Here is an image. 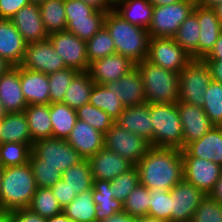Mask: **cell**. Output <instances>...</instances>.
I'll return each instance as SVG.
<instances>
[{
  "mask_svg": "<svg viewBox=\"0 0 222 222\" xmlns=\"http://www.w3.org/2000/svg\"><path fill=\"white\" fill-rule=\"evenodd\" d=\"M136 67L142 76L146 103L176 104L179 101V73L156 66L146 59Z\"/></svg>",
  "mask_w": 222,
  "mask_h": 222,
  "instance_id": "obj_4",
  "label": "cell"
},
{
  "mask_svg": "<svg viewBox=\"0 0 222 222\" xmlns=\"http://www.w3.org/2000/svg\"><path fill=\"white\" fill-rule=\"evenodd\" d=\"M94 86L88 72H78L67 87L62 103L72 109H78L89 103L90 95Z\"/></svg>",
  "mask_w": 222,
  "mask_h": 222,
  "instance_id": "obj_31",
  "label": "cell"
},
{
  "mask_svg": "<svg viewBox=\"0 0 222 222\" xmlns=\"http://www.w3.org/2000/svg\"><path fill=\"white\" fill-rule=\"evenodd\" d=\"M204 59H221L222 60V32L214 44L213 49Z\"/></svg>",
  "mask_w": 222,
  "mask_h": 222,
  "instance_id": "obj_57",
  "label": "cell"
},
{
  "mask_svg": "<svg viewBox=\"0 0 222 222\" xmlns=\"http://www.w3.org/2000/svg\"><path fill=\"white\" fill-rule=\"evenodd\" d=\"M211 81L210 69L205 61L192 59L179 73V101L202 107Z\"/></svg>",
  "mask_w": 222,
  "mask_h": 222,
  "instance_id": "obj_7",
  "label": "cell"
},
{
  "mask_svg": "<svg viewBox=\"0 0 222 222\" xmlns=\"http://www.w3.org/2000/svg\"><path fill=\"white\" fill-rule=\"evenodd\" d=\"M29 208L44 218H49L63 212L51 188L37 187Z\"/></svg>",
  "mask_w": 222,
  "mask_h": 222,
  "instance_id": "obj_41",
  "label": "cell"
},
{
  "mask_svg": "<svg viewBox=\"0 0 222 222\" xmlns=\"http://www.w3.org/2000/svg\"><path fill=\"white\" fill-rule=\"evenodd\" d=\"M114 91L125 107L138 106L146 103L142 76L137 67L117 81L104 85Z\"/></svg>",
  "mask_w": 222,
  "mask_h": 222,
  "instance_id": "obj_23",
  "label": "cell"
},
{
  "mask_svg": "<svg viewBox=\"0 0 222 222\" xmlns=\"http://www.w3.org/2000/svg\"><path fill=\"white\" fill-rule=\"evenodd\" d=\"M30 0H0V19H11Z\"/></svg>",
  "mask_w": 222,
  "mask_h": 222,
  "instance_id": "obj_52",
  "label": "cell"
},
{
  "mask_svg": "<svg viewBox=\"0 0 222 222\" xmlns=\"http://www.w3.org/2000/svg\"><path fill=\"white\" fill-rule=\"evenodd\" d=\"M139 184L170 191L184 179L182 150L151 147L137 163Z\"/></svg>",
  "mask_w": 222,
  "mask_h": 222,
  "instance_id": "obj_1",
  "label": "cell"
},
{
  "mask_svg": "<svg viewBox=\"0 0 222 222\" xmlns=\"http://www.w3.org/2000/svg\"><path fill=\"white\" fill-rule=\"evenodd\" d=\"M0 101L8 113L24 112L28 106L20 82V66L0 77Z\"/></svg>",
  "mask_w": 222,
  "mask_h": 222,
  "instance_id": "obj_24",
  "label": "cell"
},
{
  "mask_svg": "<svg viewBox=\"0 0 222 222\" xmlns=\"http://www.w3.org/2000/svg\"><path fill=\"white\" fill-rule=\"evenodd\" d=\"M106 12L95 11L87 19L67 21L66 30L70 31L80 39L87 41L91 39L103 26Z\"/></svg>",
  "mask_w": 222,
  "mask_h": 222,
  "instance_id": "obj_39",
  "label": "cell"
},
{
  "mask_svg": "<svg viewBox=\"0 0 222 222\" xmlns=\"http://www.w3.org/2000/svg\"><path fill=\"white\" fill-rule=\"evenodd\" d=\"M171 222H191L198 205L207 196L184 179L171 190Z\"/></svg>",
  "mask_w": 222,
  "mask_h": 222,
  "instance_id": "obj_13",
  "label": "cell"
},
{
  "mask_svg": "<svg viewBox=\"0 0 222 222\" xmlns=\"http://www.w3.org/2000/svg\"><path fill=\"white\" fill-rule=\"evenodd\" d=\"M138 222H169V221L159 220L157 218L144 216V217H138Z\"/></svg>",
  "mask_w": 222,
  "mask_h": 222,
  "instance_id": "obj_63",
  "label": "cell"
},
{
  "mask_svg": "<svg viewBox=\"0 0 222 222\" xmlns=\"http://www.w3.org/2000/svg\"><path fill=\"white\" fill-rule=\"evenodd\" d=\"M194 0L154 6L148 32L150 38H173L182 22L193 12L196 5Z\"/></svg>",
  "mask_w": 222,
  "mask_h": 222,
  "instance_id": "obj_8",
  "label": "cell"
},
{
  "mask_svg": "<svg viewBox=\"0 0 222 222\" xmlns=\"http://www.w3.org/2000/svg\"><path fill=\"white\" fill-rule=\"evenodd\" d=\"M182 156L206 159L222 167V126H213L200 139L186 145Z\"/></svg>",
  "mask_w": 222,
  "mask_h": 222,
  "instance_id": "obj_21",
  "label": "cell"
},
{
  "mask_svg": "<svg viewBox=\"0 0 222 222\" xmlns=\"http://www.w3.org/2000/svg\"><path fill=\"white\" fill-rule=\"evenodd\" d=\"M86 50L89 64L116 53L113 38L105 26L86 41Z\"/></svg>",
  "mask_w": 222,
  "mask_h": 222,
  "instance_id": "obj_38",
  "label": "cell"
},
{
  "mask_svg": "<svg viewBox=\"0 0 222 222\" xmlns=\"http://www.w3.org/2000/svg\"><path fill=\"white\" fill-rule=\"evenodd\" d=\"M104 148L116 152L134 166L146 155L151 148L150 143L143 137L131 133L114 123L104 134Z\"/></svg>",
  "mask_w": 222,
  "mask_h": 222,
  "instance_id": "obj_9",
  "label": "cell"
},
{
  "mask_svg": "<svg viewBox=\"0 0 222 222\" xmlns=\"http://www.w3.org/2000/svg\"><path fill=\"white\" fill-rule=\"evenodd\" d=\"M104 26L113 38L116 53L134 64L147 58L150 35L148 30L124 20L114 10L107 12Z\"/></svg>",
  "mask_w": 222,
  "mask_h": 222,
  "instance_id": "obj_2",
  "label": "cell"
},
{
  "mask_svg": "<svg viewBox=\"0 0 222 222\" xmlns=\"http://www.w3.org/2000/svg\"><path fill=\"white\" fill-rule=\"evenodd\" d=\"M11 222H46V218L33 212L30 208L17 209L9 212Z\"/></svg>",
  "mask_w": 222,
  "mask_h": 222,
  "instance_id": "obj_53",
  "label": "cell"
},
{
  "mask_svg": "<svg viewBox=\"0 0 222 222\" xmlns=\"http://www.w3.org/2000/svg\"><path fill=\"white\" fill-rule=\"evenodd\" d=\"M51 190L55 195V198L59 202L60 206L65 208L68 204H70L75 198L76 193L72 191L62 179L57 181L52 187Z\"/></svg>",
  "mask_w": 222,
  "mask_h": 222,
  "instance_id": "obj_51",
  "label": "cell"
},
{
  "mask_svg": "<svg viewBox=\"0 0 222 222\" xmlns=\"http://www.w3.org/2000/svg\"><path fill=\"white\" fill-rule=\"evenodd\" d=\"M11 21L27 44L48 39L38 4L30 3L22 7Z\"/></svg>",
  "mask_w": 222,
  "mask_h": 222,
  "instance_id": "obj_17",
  "label": "cell"
},
{
  "mask_svg": "<svg viewBox=\"0 0 222 222\" xmlns=\"http://www.w3.org/2000/svg\"><path fill=\"white\" fill-rule=\"evenodd\" d=\"M202 108L214 126H222V84L211 81Z\"/></svg>",
  "mask_w": 222,
  "mask_h": 222,
  "instance_id": "obj_42",
  "label": "cell"
},
{
  "mask_svg": "<svg viewBox=\"0 0 222 222\" xmlns=\"http://www.w3.org/2000/svg\"><path fill=\"white\" fill-rule=\"evenodd\" d=\"M93 180H108L120 176L134 165L116 152L102 148L95 155L88 158Z\"/></svg>",
  "mask_w": 222,
  "mask_h": 222,
  "instance_id": "obj_18",
  "label": "cell"
},
{
  "mask_svg": "<svg viewBox=\"0 0 222 222\" xmlns=\"http://www.w3.org/2000/svg\"><path fill=\"white\" fill-rule=\"evenodd\" d=\"M154 148L182 150L183 129L176 104H150Z\"/></svg>",
  "mask_w": 222,
  "mask_h": 222,
  "instance_id": "obj_5",
  "label": "cell"
},
{
  "mask_svg": "<svg viewBox=\"0 0 222 222\" xmlns=\"http://www.w3.org/2000/svg\"><path fill=\"white\" fill-rule=\"evenodd\" d=\"M153 7L148 0H115L113 10L127 22L148 30Z\"/></svg>",
  "mask_w": 222,
  "mask_h": 222,
  "instance_id": "obj_27",
  "label": "cell"
},
{
  "mask_svg": "<svg viewBox=\"0 0 222 222\" xmlns=\"http://www.w3.org/2000/svg\"><path fill=\"white\" fill-rule=\"evenodd\" d=\"M148 217L171 222V192L159 188L150 189Z\"/></svg>",
  "mask_w": 222,
  "mask_h": 222,
  "instance_id": "obj_45",
  "label": "cell"
},
{
  "mask_svg": "<svg viewBox=\"0 0 222 222\" xmlns=\"http://www.w3.org/2000/svg\"><path fill=\"white\" fill-rule=\"evenodd\" d=\"M9 221V212L0 208V222H8Z\"/></svg>",
  "mask_w": 222,
  "mask_h": 222,
  "instance_id": "obj_65",
  "label": "cell"
},
{
  "mask_svg": "<svg viewBox=\"0 0 222 222\" xmlns=\"http://www.w3.org/2000/svg\"><path fill=\"white\" fill-rule=\"evenodd\" d=\"M19 142L33 147L29 125L24 112L8 113L2 120L0 143Z\"/></svg>",
  "mask_w": 222,
  "mask_h": 222,
  "instance_id": "obj_29",
  "label": "cell"
},
{
  "mask_svg": "<svg viewBox=\"0 0 222 222\" xmlns=\"http://www.w3.org/2000/svg\"><path fill=\"white\" fill-rule=\"evenodd\" d=\"M177 107L183 129V149L189 143L200 139L214 125L201 106L178 101Z\"/></svg>",
  "mask_w": 222,
  "mask_h": 222,
  "instance_id": "obj_15",
  "label": "cell"
},
{
  "mask_svg": "<svg viewBox=\"0 0 222 222\" xmlns=\"http://www.w3.org/2000/svg\"><path fill=\"white\" fill-rule=\"evenodd\" d=\"M37 187L51 188L61 180L60 169L50 166H31Z\"/></svg>",
  "mask_w": 222,
  "mask_h": 222,
  "instance_id": "obj_49",
  "label": "cell"
},
{
  "mask_svg": "<svg viewBox=\"0 0 222 222\" xmlns=\"http://www.w3.org/2000/svg\"><path fill=\"white\" fill-rule=\"evenodd\" d=\"M66 141L84 158L88 159L104 147V134L80 119L72 128Z\"/></svg>",
  "mask_w": 222,
  "mask_h": 222,
  "instance_id": "obj_22",
  "label": "cell"
},
{
  "mask_svg": "<svg viewBox=\"0 0 222 222\" xmlns=\"http://www.w3.org/2000/svg\"><path fill=\"white\" fill-rule=\"evenodd\" d=\"M135 67L127 57L115 53L90 63L87 72L94 83L105 85L117 81Z\"/></svg>",
  "mask_w": 222,
  "mask_h": 222,
  "instance_id": "obj_16",
  "label": "cell"
},
{
  "mask_svg": "<svg viewBox=\"0 0 222 222\" xmlns=\"http://www.w3.org/2000/svg\"><path fill=\"white\" fill-rule=\"evenodd\" d=\"M153 6H164V5H170L177 2H180L182 0H148Z\"/></svg>",
  "mask_w": 222,
  "mask_h": 222,
  "instance_id": "obj_62",
  "label": "cell"
},
{
  "mask_svg": "<svg viewBox=\"0 0 222 222\" xmlns=\"http://www.w3.org/2000/svg\"><path fill=\"white\" fill-rule=\"evenodd\" d=\"M139 184V174L137 166H133L128 171L110 181L114 198L124 202L130 192Z\"/></svg>",
  "mask_w": 222,
  "mask_h": 222,
  "instance_id": "obj_47",
  "label": "cell"
},
{
  "mask_svg": "<svg viewBox=\"0 0 222 222\" xmlns=\"http://www.w3.org/2000/svg\"><path fill=\"white\" fill-rule=\"evenodd\" d=\"M222 0H199L197 4L202 7L213 8L214 6L221 4Z\"/></svg>",
  "mask_w": 222,
  "mask_h": 222,
  "instance_id": "obj_61",
  "label": "cell"
},
{
  "mask_svg": "<svg viewBox=\"0 0 222 222\" xmlns=\"http://www.w3.org/2000/svg\"><path fill=\"white\" fill-rule=\"evenodd\" d=\"M1 180H2V168H0V190H1Z\"/></svg>",
  "mask_w": 222,
  "mask_h": 222,
  "instance_id": "obj_68",
  "label": "cell"
},
{
  "mask_svg": "<svg viewBox=\"0 0 222 222\" xmlns=\"http://www.w3.org/2000/svg\"><path fill=\"white\" fill-rule=\"evenodd\" d=\"M15 66L11 64L7 59L0 56V77L7 74Z\"/></svg>",
  "mask_w": 222,
  "mask_h": 222,
  "instance_id": "obj_59",
  "label": "cell"
},
{
  "mask_svg": "<svg viewBox=\"0 0 222 222\" xmlns=\"http://www.w3.org/2000/svg\"><path fill=\"white\" fill-rule=\"evenodd\" d=\"M48 39L67 68L75 69L78 72L88 71L86 41L67 30L51 33Z\"/></svg>",
  "mask_w": 222,
  "mask_h": 222,
  "instance_id": "obj_11",
  "label": "cell"
},
{
  "mask_svg": "<svg viewBox=\"0 0 222 222\" xmlns=\"http://www.w3.org/2000/svg\"><path fill=\"white\" fill-rule=\"evenodd\" d=\"M115 123L129 132L143 137L153 147V126L149 103L126 107Z\"/></svg>",
  "mask_w": 222,
  "mask_h": 222,
  "instance_id": "obj_20",
  "label": "cell"
},
{
  "mask_svg": "<svg viewBox=\"0 0 222 222\" xmlns=\"http://www.w3.org/2000/svg\"><path fill=\"white\" fill-rule=\"evenodd\" d=\"M2 120L3 119L0 118V131H1Z\"/></svg>",
  "mask_w": 222,
  "mask_h": 222,
  "instance_id": "obj_69",
  "label": "cell"
},
{
  "mask_svg": "<svg viewBox=\"0 0 222 222\" xmlns=\"http://www.w3.org/2000/svg\"><path fill=\"white\" fill-rule=\"evenodd\" d=\"M193 13L200 25L198 59H204L222 32V23L212 8L202 7L196 3Z\"/></svg>",
  "mask_w": 222,
  "mask_h": 222,
  "instance_id": "obj_19",
  "label": "cell"
},
{
  "mask_svg": "<svg viewBox=\"0 0 222 222\" xmlns=\"http://www.w3.org/2000/svg\"><path fill=\"white\" fill-rule=\"evenodd\" d=\"M52 138L67 139L78 120L76 110L58 102L50 103Z\"/></svg>",
  "mask_w": 222,
  "mask_h": 222,
  "instance_id": "obj_32",
  "label": "cell"
},
{
  "mask_svg": "<svg viewBox=\"0 0 222 222\" xmlns=\"http://www.w3.org/2000/svg\"><path fill=\"white\" fill-rule=\"evenodd\" d=\"M212 9L222 23V3L214 6Z\"/></svg>",
  "mask_w": 222,
  "mask_h": 222,
  "instance_id": "obj_64",
  "label": "cell"
},
{
  "mask_svg": "<svg viewBox=\"0 0 222 222\" xmlns=\"http://www.w3.org/2000/svg\"><path fill=\"white\" fill-rule=\"evenodd\" d=\"M36 190L37 185L29 162L21 166L2 168L1 209L12 212L29 208Z\"/></svg>",
  "mask_w": 222,
  "mask_h": 222,
  "instance_id": "obj_3",
  "label": "cell"
},
{
  "mask_svg": "<svg viewBox=\"0 0 222 222\" xmlns=\"http://www.w3.org/2000/svg\"><path fill=\"white\" fill-rule=\"evenodd\" d=\"M20 82L28 105L50 104L48 74L20 67Z\"/></svg>",
  "mask_w": 222,
  "mask_h": 222,
  "instance_id": "obj_26",
  "label": "cell"
},
{
  "mask_svg": "<svg viewBox=\"0 0 222 222\" xmlns=\"http://www.w3.org/2000/svg\"><path fill=\"white\" fill-rule=\"evenodd\" d=\"M210 69L212 80L222 84V60L221 59H203Z\"/></svg>",
  "mask_w": 222,
  "mask_h": 222,
  "instance_id": "obj_54",
  "label": "cell"
},
{
  "mask_svg": "<svg viewBox=\"0 0 222 222\" xmlns=\"http://www.w3.org/2000/svg\"><path fill=\"white\" fill-rule=\"evenodd\" d=\"M77 73L75 69L65 68L48 74L50 103L62 102L67 87Z\"/></svg>",
  "mask_w": 222,
  "mask_h": 222,
  "instance_id": "obj_46",
  "label": "cell"
},
{
  "mask_svg": "<svg viewBox=\"0 0 222 222\" xmlns=\"http://www.w3.org/2000/svg\"><path fill=\"white\" fill-rule=\"evenodd\" d=\"M19 66L44 74L67 68L49 39L27 44L23 61Z\"/></svg>",
  "mask_w": 222,
  "mask_h": 222,
  "instance_id": "obj_12",
  "label": "cell"
},
{
  "mask_svg": "<svg viewBox=\"0 0 222 222\" xmlns=\"http://www.w3.org/2000/svg\"><path fill=\"white\" fill-rule=\"evenodd\" d=\"M97 222H138V217L129 216L125 212L117 213L108 219L97 221Z\"/></svg>",
  "mask_w": 222,
  "mask_h": 222,
  "instance_id": "obj_56",
  "label": "cell"
},
{
  "mask_svg": "<svg viewBox=\"0 0 222 222\" xmlns=\"http://www.w3.org/2000/svg\"><path fill=\"white\" fill-rule=\"evenodd\" d=\"M27 43L17 31L11 19H0V56L14 66L24 58Z\"/></svg>",
  "mask_w": 222,
  "mask_h": 222,
  "instance_id": "obj_25",
  "label": "cell"
},
{
  "mask_svg": "<svg viewBox=\"0 0 222 222\" xmlns=\"http://www.w3.org/2000/svg\"><path fill=\"white\" fill-rule=\"evenodd\" d=\"M150 192L146 186L138 184L123 202V212L129 216H148Z\"/></svg>",
  "mask_w": 222,
  "mask_h": 222,
  "instance_id": "obj_43",
  "label": "cell"
},
{
  "mask_svg": "<svg viewBox=\"0 0 222 222\" xmlns=\"http://www.w3.org/2000/svg\"><path fill=\"white\" fill-rule=\"evenodd\" d=\"M41 19L48 34L66 30L64 0H47L39 5Z\"/></svg>",
  "mask_w": 222,
  "mask_h": 222,
  "instance_id": "obj_36",
  "label": "cell"
},
{
  "mask_svg": "<svg viewBox=\"0 0 222 222\" xmlns=\"http://www.w3.org/2000/svg\"><path fill=\"white\" fill-rule=\"evenodd\" d=\"M92 195L97 206L96 222L123 212V202L114 198L108 180H93Z\"/></svg>",
  "mask_w": 222,
  "mask_h": 222,
  "instance_id": "obj_28",
  "label": "cell"
},
{
  "mask_svg": "<svg viewBox=\"0 0 222 222\" xmlns=\"http://www.w3.org/2000/svg\"><path fill=\"white\" fill-rule=\"evenodd\" d=\"M31 152L32 147L29 144L19 142L0 143V163L2 168L27 164Z\"/></svg>",
  "mask_w": 222,
  "mask_h": 222,
  "instance_id": "obj_40",
  "label": "cell"
},
{
  "mask_svg": "<svg viewBox=\"0 0 222 222\" xmlns=\"http://www.w3.org/2000/svg\"><path fill=\"white\" fill-rule=\"evenodd\" d=\"M191 222H222V203L207 195L196 208Z\"/></svg>",
  "mask_w": 222,
  "mask_h": 222,
  "instance_id": "obj_48",
  "label": "cell"
},
{
  "mask_svg": "<svg viewBox=\"0 0 222 222\" xmlns=\"http://www.w3.org/2000/svg\"><path fill=\"white\" fill-rule=\"evenodd\" d=\"M89 103L102 109L112 119H114V121L126 108L114 91H109L104 85L96 83H94Z\"/></svg>",
  "mask_w": 222,
  "mask_h": 222,
  "instance_id": "obj_37",
  "label": "cell"
},
{
  "mask_svg": "<svg viewBox=\"0 0 222 222\" xmlns=\"http://www.w3.org/2000/svg\"><path fill=\"white\" fill-rule=\"evenodd\" d=\"M147 61L166 70L180 73L192 60L173 38H150Z\"/></svg>",
  "mask_w": 222,
  "mask_h": 222,
  "instance_id": "obj_10",
  "label": "cell"
},
{
  "mask_svg": "<svg viewBox=\"0 0 222 222\" xmlns=\"http://www.w3.org/2000/svg\"><path fill=\"white\" fill-rule=\"evenodd\" d=\"M33 142L52 138L50 104L28 105L24 110Z\"/></svg>",
  "mask_w": 222,
  "mask_h": 222,
  "instance_id": "obj_30",
  "label": "cell"
},
{
  "mask_svg": "<svg viewBox=\"0 0 222 222\" xmlns=\"http://www.w3.org/2000/svg\"><path fill=\"white\" fill-rule=\"evenodd\" d=\"M46 222H74L64 212H61L55 216L46 218Z\"/></svg>",
  "mask_w": 222,
  "mask_h": 222,
  "instance_id": "obj_60",
  "label": "cell"
},
{
  "mask_svg": "<svg viewBox=\"0 0 222 222\" xmlns=\"http://www.w3.org/2000/svg\"><path fill=\"white\" fill-rule=\"evenodd\" d=\"M97 11L109 12L114 8L113 0H81Z\"/></svg>",
  "mask_w": 222,
  "mask_h": 222,
  "instance_id": "obj_55",
  "label": "cell"
},
{
  "mask_svg": "<svg viewBox=\"0 0 222 222\" xmlns=\"http://www.w3.org/2000/svg\"><path fill=\"white\" fill-rule=\"evenodd\" d=\"M200 25L197 16L192 12L180 25L173 39L192 59H198Z\"/></svg>",
  "mask_w": 222,
  "mask_h": 222,
  "instance_id": "obj_33",
  "label": "cell"
},
{
  "mask_svg": "<svg viewBox=\"0 0 222 222\" xmlns=\"http://www.w3.org/2000/svg\"><path fill=\"white\" fill-rule=\"evenodd\" d=\"M83 159L66 139L46 138L33 143L29 163L31 166L55 167L64 172Z\"/></svg>",
  "mask_w": 222,
  "mask_h": 222,
  "instance_id": "obj_6",
  "label": "cell"
},
{
  "mask_svg": "<svg viewBox=\"0 0 222 222\" xmlns=\"http://www.w3.org/2000/svg\"><path fill=\"white\" fill-rule=\"evenodd\" d=\"M96 210L92 189L77 195L70 204L63 208V212L74 222H96Z\"/></svg>",
  "mask_w": 222,
  "mask_h": 222,
  "instance_id": "obj_34",
  "label": "cell"
},
{
  "mask_svg": "<svg viewBox=\"0 0 222 222\" xmlns=\"http://www.w3.org/2000/svg\"><path fill=\"white\" fill-rule=\"evenodd\" d=\"M209 196L222 203V173L213 190L209 193Z\"/></svg>",
  "mask_w": 222,
  "mask_h": 222,
  "instance_id": "obj_58",
  "label": "cell"
},
{
  "mask_svg": "<svg viewBox=\"0 0 222 222\" xmlns=\"http://www.w3.org/2000/svg\"><path fill=\"white\" fill-rule=\"evenodd\" d=\"M67 21L87 19L96 10L81 0H64Z\"/></svg>",
  "mask_w": 222,
  "mask_h": 222,
  "instance_id": "obj_50",
  "label": "cell"
},
{
  "mask_svg": "<svg viewBox=\"0 0 222 222\" xmlns=\"http://www.w3.org/2000/svg\"><path fill=\"white\" fill-rule=\"evenodd\" d=\"M182 159L184 180L209 195L221 176L222 167L197 157L182 156Z\"/></svg>",
  "mask_w": 222,
  "mask_h": 222,
  "instance_id": "obj_14",
  "label": "cell"
},
{
  "mask_svg": "<svg viewBox=\"0 0 222 222\" xmlns=\"http://www.w3.org/2000/svg\"><path fill=\"white\" fill-rule=\"evenodd\" d=\"M7 114L8 112L5 110L3 104L0 101V118L3 119Z\"/></svg>",
  "mask_w": 222,
  "mask_h": 222,
  "instance_id": "obj_66",
  "label": "cell"
},
{
  "mask_svg": "<svg viewBox=\"0 0 222 222\" xmlns=\"http://www.w3.org/2000/svg\"><path fill=\"white\" fill-rule=\"evenodd\" d=\"M30 1H31V3L40 5L41 3H43L44 1H47V0H30Z\"/></svg>",
  "mask_w": 222,
  "mask_h": 222,
  "instance_id": "obj_67",
  "label": "cell"
},
{
  "mask_svg": "<svg viewBox=\"0 0 222 222\" xmlns=\"http://www.w3.org/2000/svg\"><path fill=\"white\" fill-rule=\"evenodd\" d=\"M61 179L67 186L79 195L93 188V178L88 159H83L78 164L71 166L62 172Z\"/></svg>",
  "mask_w": 222,
  "mask_h": 222,
  "instance_id": "obj_35",
  "label": "cell"
},
{
  "mask_svg": "<svg viewBox=\"0 0 222 222\" xmlns=\"http://www.w3.org/2000/svg\"><path fill=\"white\" fill-rule=\"evenodd\" d=\"M76 115L78 119L87 122L102 134H106L108 129L115 123L114 119L106 112L90 103L76 109Z\"/></svg>",
  "mask_w": 222,
  "mask_h": 222,
  "instance_id": "obj_44",
  "label": "cell"
}]
</instances>
